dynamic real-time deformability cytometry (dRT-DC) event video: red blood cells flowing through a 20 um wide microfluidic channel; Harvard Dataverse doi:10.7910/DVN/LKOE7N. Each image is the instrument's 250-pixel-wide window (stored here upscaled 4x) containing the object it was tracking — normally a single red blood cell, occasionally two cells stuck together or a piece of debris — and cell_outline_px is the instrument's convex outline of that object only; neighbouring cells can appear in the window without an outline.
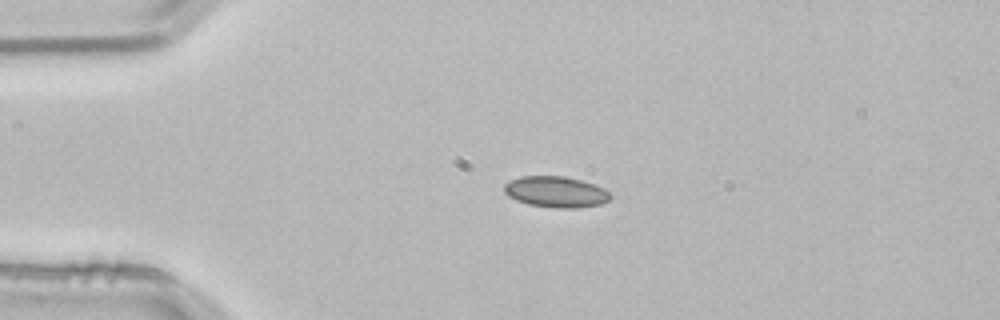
{"species": "common noctule bat (a hibernating species)", "species_latin": "Nyctalus noctula", "temperature_condition": "room temperature", "stored_images_in_passage": 4, "camera_frame_rate_fps": 3000, "um_per_image_px": 0.085, "animal": {"sex": "male", "body_mass_g": 21.5, "forearm_length_mm": 52.0}, "frame": {"image": 1, "passage_image": 3, "time_ms": 0.667, "image_size_px": [1000, 320], "cell_outline_px": [[612, 196], [608, 200], [600, 204], [576, 208], [556, 208], [528, 204], [516, 200], [508, 196], [504, 192], [504, 184], [520, 176], [564, 176], [580, 180], [604, 188]], "centroid_in_image_um": [47.23, 16.31], "position_along_channel_um": 37.8, "area_um2": 19.07}}
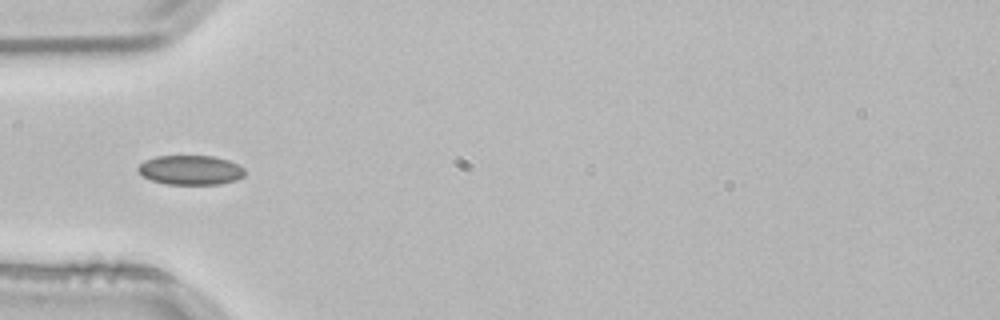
{"frame": {"image": 2, "passage_image": 4, "time_ms": 1.0, "image_size_px": [1000, 320], "cell_outline_px": [[244, 176], [236, 180], [220, 184], [164, 184], [152, 180], [144, 176], [136, 168], [144, 160], [156, 156], [212, 156], [228, 160], [244, 168]], "centroid_in_image_um": [16.19, 14.45], "position_along_channel_um": 68.8, "area_um2": 18.26}}